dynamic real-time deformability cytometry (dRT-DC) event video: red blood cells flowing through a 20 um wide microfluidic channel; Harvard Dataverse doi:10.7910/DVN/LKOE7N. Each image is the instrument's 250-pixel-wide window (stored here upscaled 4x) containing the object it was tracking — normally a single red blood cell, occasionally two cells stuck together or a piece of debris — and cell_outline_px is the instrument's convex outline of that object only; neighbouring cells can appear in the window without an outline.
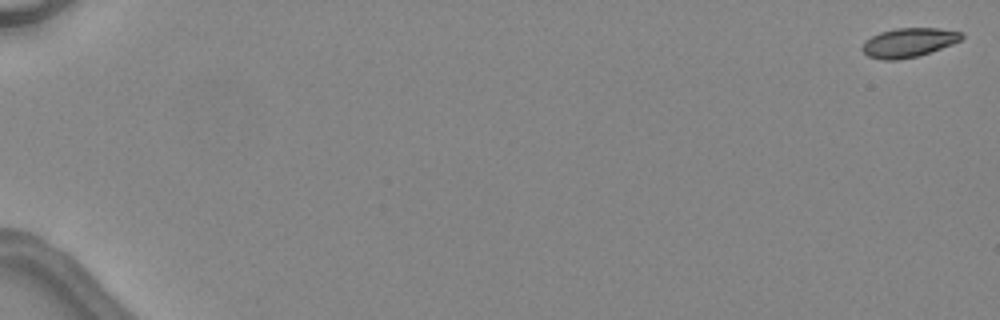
{"species": "common noctule bat (a hibernating species)", "species_latin": "Nyctalus noctula", "temperature_condition": "warm", "stored_images_in_passage": 4, "camera_frame_rate_fps": 3000, "um_per_image_px": 0.085, "animal": {"sex": "female", "body_mass_g": 24.6, "forearm_length_mm": 56.2}, "frame": {"image": 1, "passage_image": 1, "time_ms": 0.0, "image_size_px": [1000, 320], "cell_outline_px": [[964, 36], [960, 40], [952, 44], [916, 56], [896, 60], [880, 60], [868, 56], [860, 48], [864, 40], [880, 32], [896, 28], [936, 28], [964, 32]], "centroid_in_image_um": [77.2, 3.61], "position_along_channel_um": 7.8, "area_um2": 16.82}}
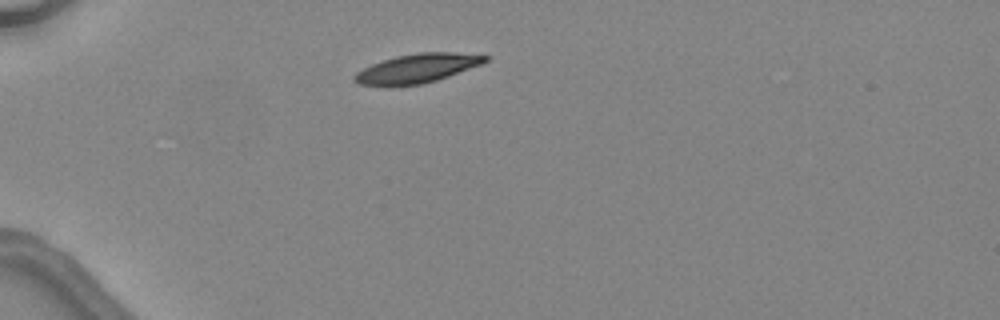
{"frame": {"image": 2, "passage_image": 3, "time_ms": 2.333, "image_size_px": [1000, 320], "cell_outline_px": [[488, 60], [484, 64], [436, 80], [420, 84], [360, 84], [352, 80], [352, 76], [356, 72], [372, 64], [396, 56], [420, 52], [452, 52], [488, 56]], "centroid_in_image_um": [35.5, 5.78], "position_along_channel_um": 49.5, "area_um2": 21.56}}